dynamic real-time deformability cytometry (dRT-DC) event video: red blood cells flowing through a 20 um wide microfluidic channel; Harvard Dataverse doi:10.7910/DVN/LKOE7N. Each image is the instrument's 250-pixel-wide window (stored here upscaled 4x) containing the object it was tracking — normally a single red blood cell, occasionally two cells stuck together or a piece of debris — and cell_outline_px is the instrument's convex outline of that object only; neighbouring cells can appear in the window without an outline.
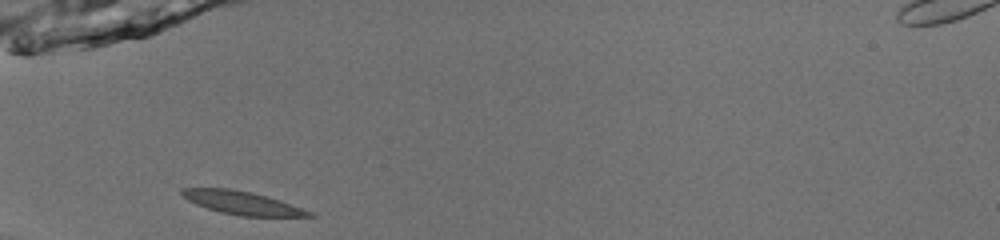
{"species": "common noctule bat (a hibernating species)", "species_latin": "Nyctalus noctula", "temperature_condition": "room temperature", "stored_images_in_passage": 34, "camera_frame_rate_fps": 3000, "um_per_image_px": 0.085, "animal": {"sex": "male", "body_mass_g": 13.0, "forearm_length_mm": 53.1}, "frame": {"image": 1, "passage_image": 1, "time_ms": 0.0, "image_size_px": [1000, 240], "cell_outline_px": [[316, 216], [240, 216], [220, 212], [196, 204], [188, 200], [180, 192], [180, 188], [232, 188], [252, 192], [268, 196], [280, 200], [312, 212]], "centroid_in_image_um": [20.57, 17.23], "position_along_channel_um": 64.4, "area_um2": 17.11}}
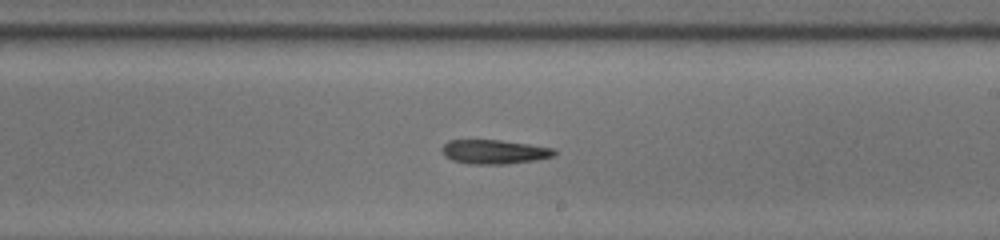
{"frame": {"image": 2, "passage_image": 15, "time_ms": 4.667, "image_size_px": [1000, 240], "cell_outline_px": [[556, 152], [552, 156], [536, 160], [508, 164], [472, 164], [452, 160], [444, 156], [440, 148], [448, 140], [500, 140], [556, 148]], "centroid_in_image_um": [41.99, 12.9], "position_along_channel_um": 247.0, "area_um2": 15.9}}
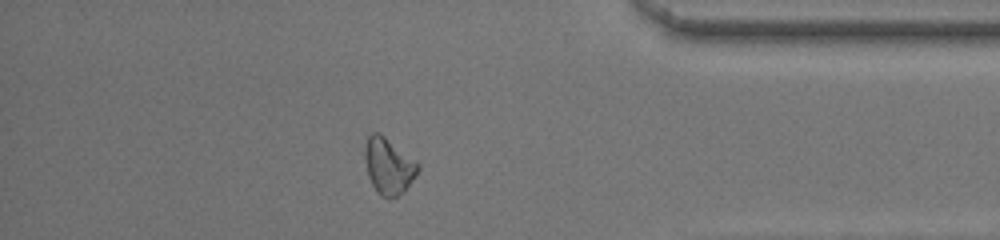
{"frame": {"image": 3, "passage_image": 28, "time_ms": 9.0, "image_size_px": [1000, 240], "cell_outline_px": [[420, 168], [404, 192], [388, 200], [380, 196], [372, 184], [368, 176], [364, 156], [364, 144], [368, 136], [372, 132], [380, 132], [420, 164]], "centroid_in_image_um": [33.01, 14.11], "position_along_channel_um": 402.2, "area_um2": 17.57}}